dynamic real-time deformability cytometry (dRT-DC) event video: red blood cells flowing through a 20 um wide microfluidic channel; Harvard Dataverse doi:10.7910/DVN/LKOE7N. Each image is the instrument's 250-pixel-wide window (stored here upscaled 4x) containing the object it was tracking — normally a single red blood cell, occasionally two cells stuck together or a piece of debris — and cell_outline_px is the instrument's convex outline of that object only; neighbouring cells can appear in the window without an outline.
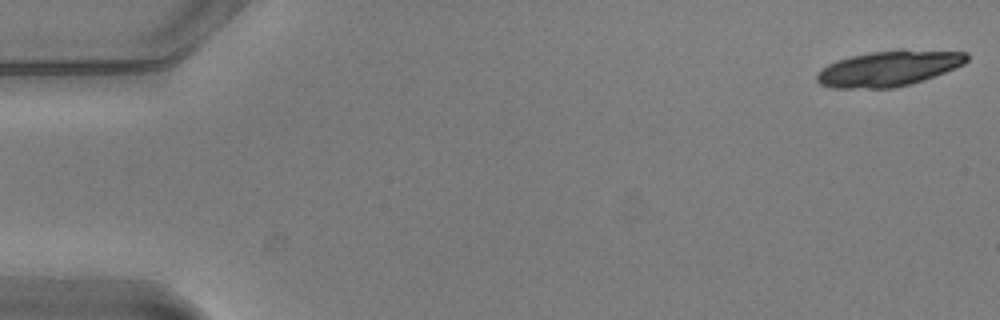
{"species": "common noctule bat (a hibernating species)", "species_latin": "Nyctalus noctula", "temperature_condition": "warm", "stored_images_in_passage": 19, "camera_frame_rate_fps": 3000, "um_per_image_px": 0.085, "animal": {"sex": "male", "body_mass_g": 20.5, "forearm_length_mm": 52.5}, "frame": {"image": 1, "passage_image": 1, "time_ms": 0.0, "image_size_px": [1000, 320], "cell_outline_px": [[968, 60], [964, 64], [924, 80], [896, 88], [832, 88], [820, 84], [816, 80], [816, 76], [828, 64], [836, 60], [852, 56], [872, 52], [968, 52]], "centroid_in_image_um": [75.49, 5.87], "position_along_channel_um": 9.5, "area_um2": 29.88}}